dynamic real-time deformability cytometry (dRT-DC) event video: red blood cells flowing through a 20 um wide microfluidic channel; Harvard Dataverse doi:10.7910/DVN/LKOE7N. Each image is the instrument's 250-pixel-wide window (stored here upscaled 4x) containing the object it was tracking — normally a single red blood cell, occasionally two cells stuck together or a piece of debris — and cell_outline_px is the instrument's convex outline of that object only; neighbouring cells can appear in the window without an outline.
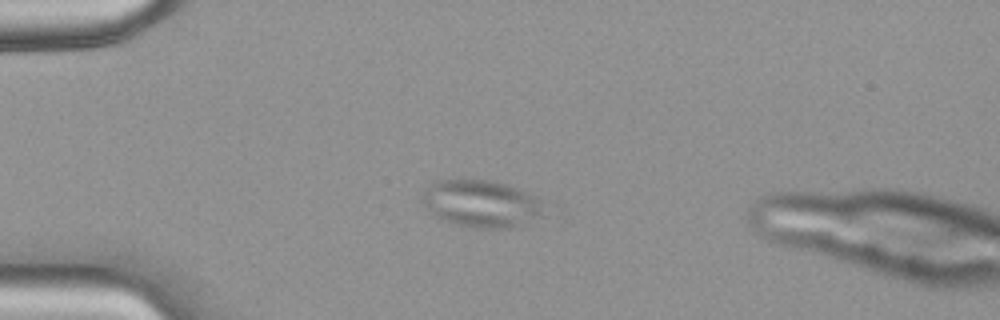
{"species": "common noctule bat (a hibernating species)", "species_latin": "Nyctalus noctula", "temperature_condition": "warm", "stored_images_in_passage": 4, "camera_frame_rate_fps": 3000, "um_per_image_px": 0.085, "animal": {"sex": "female", "body_mass_g": 18.4}, "frame": {"image": 1, "passage_image": 1, "time_ms": 0.0, "image_size_px": [1000, 320], "cell_outline_px": [[540, 216], [508, 228], [484, 228], [460, 224], [444, 220], [432, 212], [420, 200], [424, 192], [436, 180], [488, 180], [504, 184], [516, 188], [532, 196], [536, 200]], "centroid_in_image_um": [40.8, 17.29], "position_along_channel_um": 44.2, "area_um2": 31.79}}